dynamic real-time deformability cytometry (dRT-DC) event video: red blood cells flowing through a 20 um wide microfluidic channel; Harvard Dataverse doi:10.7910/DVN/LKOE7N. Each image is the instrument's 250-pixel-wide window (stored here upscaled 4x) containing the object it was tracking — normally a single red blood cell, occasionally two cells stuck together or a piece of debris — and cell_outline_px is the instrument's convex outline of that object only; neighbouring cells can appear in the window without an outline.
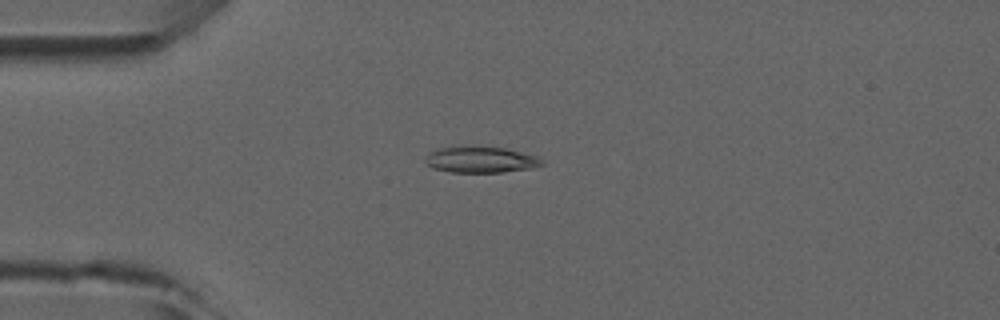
{"species": "common noctule bat (a hibernating species)", "species_latin": "Nyctalus noctula", "temperature_condition": "room temperature", "stored_images_in_passage": 3, "camera_frame_rate_fps": 3000, "um_per_image_px": 0.085, "animal": {"sex": "male", "forearm_length_mm": 52.5}, "frame": {"image": 1, "passage_image": 3, "time_ms": 2.333, "image_size_px": [1000, 320], "cell_outline_px": [[544, 164], [532, 168], [504, 172], [452, 172], [432, 168], [424, 160], [428, 152], [452, 144], [480, 144], [504, 148], [540, 156]], "centroid_in_image_um": [40.83, 13.52], "position_along_channel_um": 44.2, "area_um2": 18.67}}